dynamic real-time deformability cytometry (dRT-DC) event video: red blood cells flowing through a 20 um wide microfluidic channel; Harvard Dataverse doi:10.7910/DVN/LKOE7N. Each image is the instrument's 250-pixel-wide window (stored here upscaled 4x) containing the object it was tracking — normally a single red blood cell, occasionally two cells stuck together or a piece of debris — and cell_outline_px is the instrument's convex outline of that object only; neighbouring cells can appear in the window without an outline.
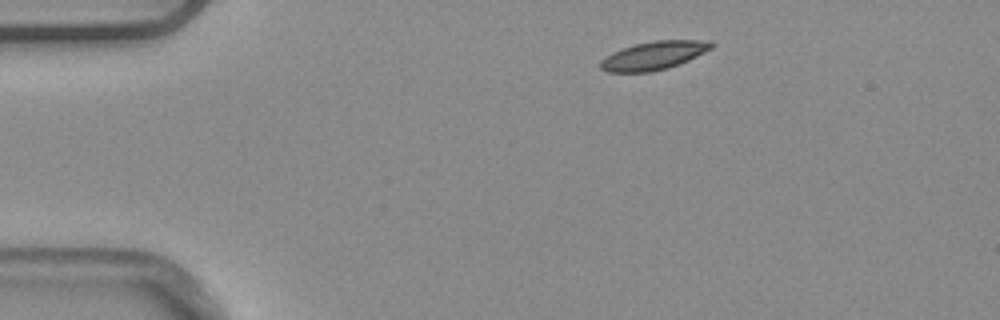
{"species": "common noctule bat (a hibernating species)", "species_latin": "Nyctalus noctula", "temperature_condition": "warm", "stored_images_in_passage": 4, "camera_frame_rate_fps": 3000, "um_per_image_px": 0.085, "animal": {"sex": "male", "body_mass_g": 20.4}, "frame": {"image": 1, "passage_image": 1, "time_ms": 0.0, "image_size_px": [1000, 320], "cell_outline_px": [[716, 44], [712, 48], [688, 60], [668, 68], [652, 72], [608, 72], [600, 68], [600, 60], [612, 52], [636, 44], [652, 40], [712, 40]], "centroid_in_image_um": [55.59, 4.71], "position_along_channel_um": 29.4, "area_um2": 18.38}}
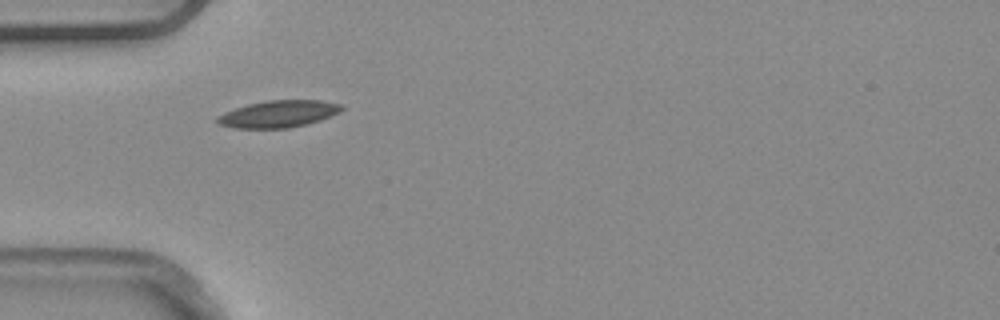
{"frame": {"image": 2, "passage_image": 3, "time_ms": 0.667, "image_size_px": [1000, 320], "cell_outline_px": [[344, 108], [340, 112], [304, 124], [288, 128], [236, 128], [220, 124], [216, 120], [216, 116], [224, 112], [248, 104], [268, 100], [320, 100], [344, 104]], "centroid_in_image_um": [23.66, 9.67], "position_along_channel_um": 61.3, "area_um2": 19.31}}